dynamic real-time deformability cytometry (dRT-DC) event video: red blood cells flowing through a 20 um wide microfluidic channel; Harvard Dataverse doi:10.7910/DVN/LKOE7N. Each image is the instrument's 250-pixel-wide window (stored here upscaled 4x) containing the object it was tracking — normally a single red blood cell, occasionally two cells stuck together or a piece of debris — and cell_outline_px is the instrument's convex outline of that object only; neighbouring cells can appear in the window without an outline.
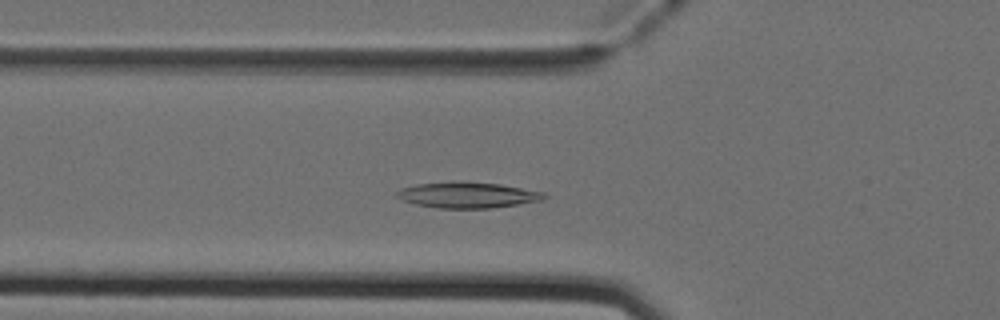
{"species": "Egyptian fruit bat (a non-hibernating species)", "species_latin": "Rousettus aegyptiacus", "temperature_condition": "cold", "stored_images_in_passage": 28, "camera_frame_rate_fps": 3000, "um_per_image_px": 0.085, "animal": {"sex": "female"}, "frame": {"image": 1, "passage_image": 13, "time_ms": 4.0, "image_size_px": [1000, 320], "cell_outline_px": [[548, 196], [544, 200], [492, 208], [436, 208], [416, 204], [404, 200], [396, 196], [396, 192], [400, 188], [416, 184], [452, 180], [460, 180], [500, 184], [544, 192]], "centroid_in_image_um": [39.74, 16.56], "position_along_channel_um": 86.1, "area_um2": 22.54}}
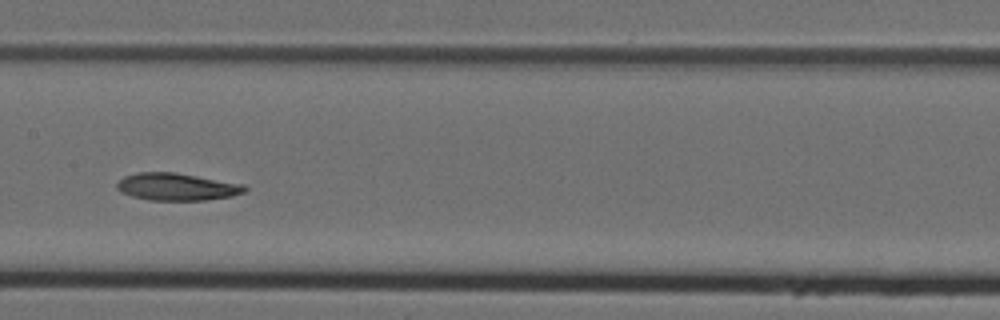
{"frame": {"image": 2, "passage_image": 21, "time_ms": 6.667, "image_size_px": [1000, 320], "cell_outline_px": [[248, 188], [244, 192], [232, 196], [204, 200], [148, 200], [132, 196], [120, 192], [116, 188], [116, 184], [124, 176], [136, 172], [172, 172], [244, 184]], "centroid_in_image_um": [15.0, 15.88], "position_along_channel_um": 192.4, "area_um2": 20.29}}
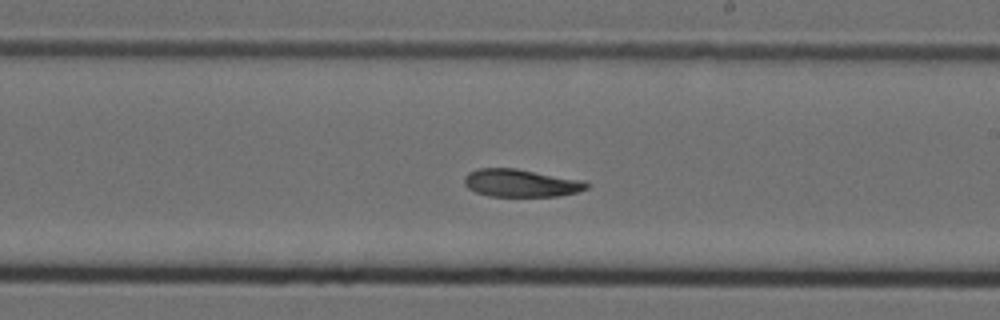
{"frame": {"image": 3, "passage_image": 25, "time_ms": 8.0, "image_size_px": [1000, 320], "cell_outline_px": [[588, 188], [576, 192], [556, 196], [488, 196], [476, 192], [468, 188], [464, 184], [464, 176], [468, 172], [480, 168], [516, 168], [584, 180], [588, 184]], "centroid_in_image_um": [44.25, 15.55], "position_along_channel_um": 244.7, "area_um2": 19.77}}